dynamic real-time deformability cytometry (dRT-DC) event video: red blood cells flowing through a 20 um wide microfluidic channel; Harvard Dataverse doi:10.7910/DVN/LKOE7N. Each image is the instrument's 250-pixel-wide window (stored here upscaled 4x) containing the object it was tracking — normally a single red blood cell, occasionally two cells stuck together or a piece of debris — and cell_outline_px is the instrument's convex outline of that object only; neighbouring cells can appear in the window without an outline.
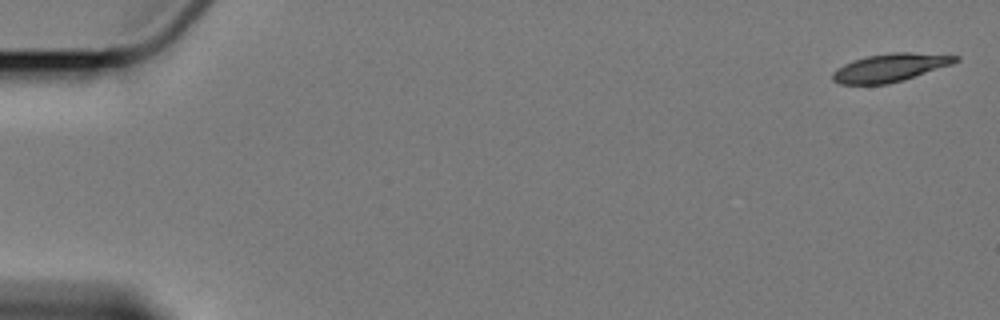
{"species": "Egyptian fruit bat (a non-hibernating species)", "species_latin": "Rousettus aegyptiacus", "temperature_condition": "cold", "stored_images_in_passage": 5, "camera_frame_rate_fps": 3000, "um_per_image_px": 0.085, "animal": {"sex": "female"}, "frame": {"image": 1, "passage_image": 1, "time_ms": 0.0, "image_size_px": [1000, 320], "cell_outline_px": [[960, 60], [952, 64], [904, 80], [888, 84], [840, 84], [832, 80], [832, 72], [836, 68], [852, 60], [868, 56], [892, 52], [912, 52], [960, 56]], "centroid_in_image_um": [75.65, 5.75], "position_along_channel_um": 9.3, "area_um2": 20.17}}
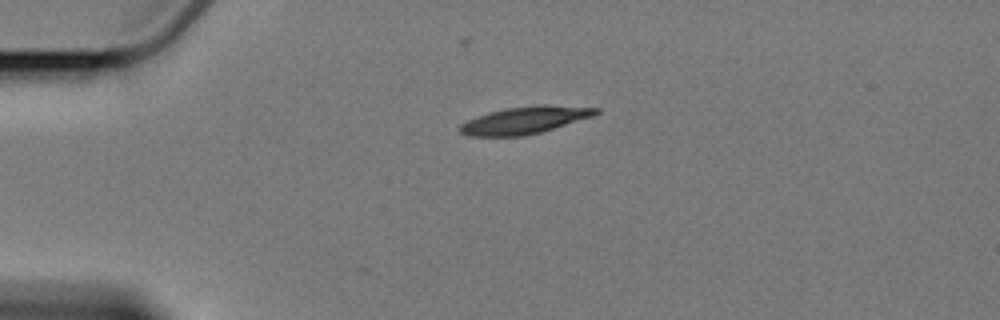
{"frame": {"image": 2, "passage_image": 4, "time_ms": 4.333, "image_size_px": [1000, 320], "cell_outline_px": [[600, 112], [592, 116], [540, 132], [520, 136], [468, 136], [460, 132], [460, 124], [476, 116], [488, 112], [504, 108], [536, 104], [548, 104], [600, 108]], "centroid_in_image_um": [44.59, 10.19], "position_along_channel_um": 40.4, "area_um2": 21.56}}